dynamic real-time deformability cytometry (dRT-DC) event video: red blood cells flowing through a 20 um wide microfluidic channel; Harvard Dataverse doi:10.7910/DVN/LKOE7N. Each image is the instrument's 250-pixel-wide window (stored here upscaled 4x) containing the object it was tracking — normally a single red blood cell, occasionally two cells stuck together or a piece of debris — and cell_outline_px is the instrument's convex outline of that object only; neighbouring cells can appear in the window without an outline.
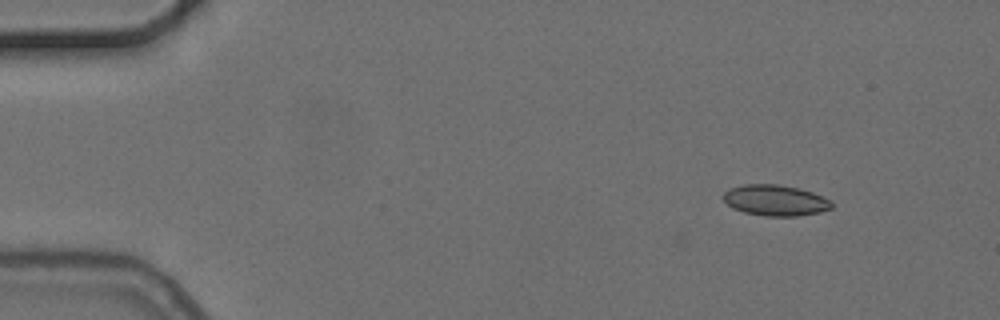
{"species": "common noctule bat (a hibernating species)", "species_latin": "Nyctalus noctula", "temperature_condition": "cold", "stored_images_in_passage": 5, "camera_frame_rate_fps": 3000, "um_per_image_px": 0.085, "animal": {"sex": "female", "body_mass_g": 24.6, "forearm_length_mm": 56.2}, "frame": {"image": 1, "passage_image": 2, "time_ms": 1.0, "image_size_px": [1000, 320], "cell_outline_px": [[832, 208], [820, 212], [796, 216], [764, 216], [744, 212], [732, 208], [720, 196], [728, 188], [744, 184], [776, 184], [800, 188], [812, 192], [828, 200], [832, 204]], "centroid_in_image_um": [65.84, 17.02], "position_along_channel_um": 19.2, "area_um2": 19.54}}
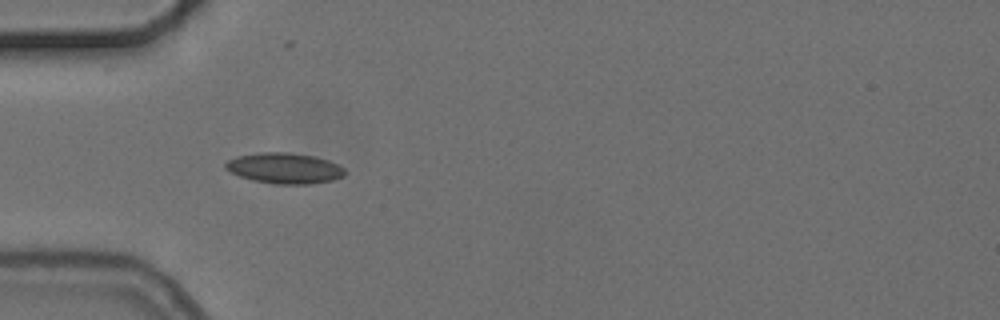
{"frame": {"image": 2, "passage_image": 5, "time_ms": 4.667, "image_size_px": [1000, 320], "cell_outline_px": [[344, 176], [332, 180], [308, 184], [272, 184], [252, 180], [240, 176], [224, 168], [224, 164], [228, 160], [236, 156], [260, 152], [288, 152], [316, 156], [328, 160], [344, 168]], "centroid_in_image_um": [24.16, 14.29], "position_along_channel_um": 60.8, "area_um2": 21.39}}